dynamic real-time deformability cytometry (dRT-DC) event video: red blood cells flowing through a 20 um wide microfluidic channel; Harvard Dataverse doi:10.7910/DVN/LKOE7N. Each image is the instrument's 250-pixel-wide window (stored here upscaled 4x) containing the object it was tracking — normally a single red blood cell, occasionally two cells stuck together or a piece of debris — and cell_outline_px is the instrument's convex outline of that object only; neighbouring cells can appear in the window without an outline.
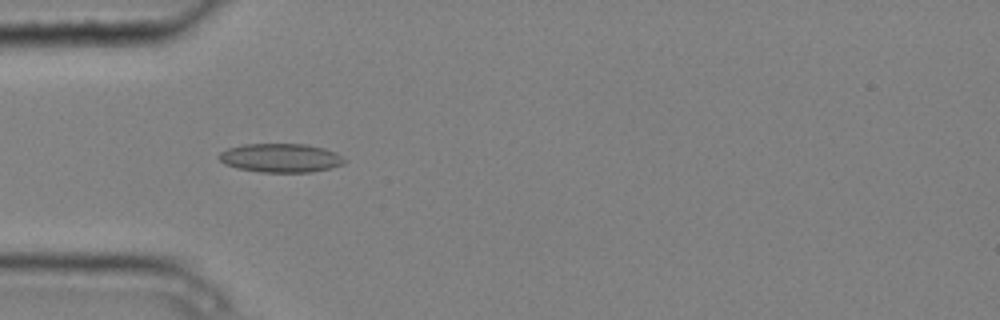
{"species": "common noctule bat (a hibernating species)", "species_latin": "Nyctalus noctula", "temperature_condition": "cold", "stored_images_in_passage": 10, "camera_frame_rate_fps": 3000, "um_per_image_px": 0.085, "animal": {"sex": "male", "body_mass_g": 20.4}, "frame": {"image": 1, "passage_image": 4, "time_ms": 1.0, "image_size_px": [1000, 320], "cell_outline_px": [[348, 160], [344, 164], [312, 172], [260, 172], [236, 168], [224, 164], [216, 156], [220, 152], [228, 148], [244, 144], [304, 144], [324, 148], [336, 152]], "centroid_in_image_um": [23.85, 13.42], "position_along_channel_um": 61.2, "area_um2": 21.21}}
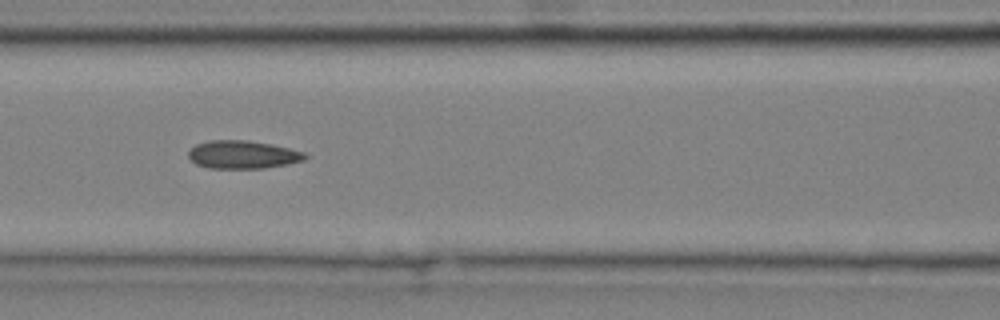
{"frame": {"image": 2, "passage_image": 6, "time_ms": 1.667, "image_size_px": [1000, 320], "cell_outline_px": [[308, 156], [304, 160], [288, 164], [264, 168], [208, 168], [196, 164], [188, 156], [188, 152], [196, 144], [208, 140], [248, 140], [272, 144], [304, 152]], "centroid_in_image_um": [20.63, 13.14], "position_along_channel_um": 146.0, "area_um2": 19.07}}
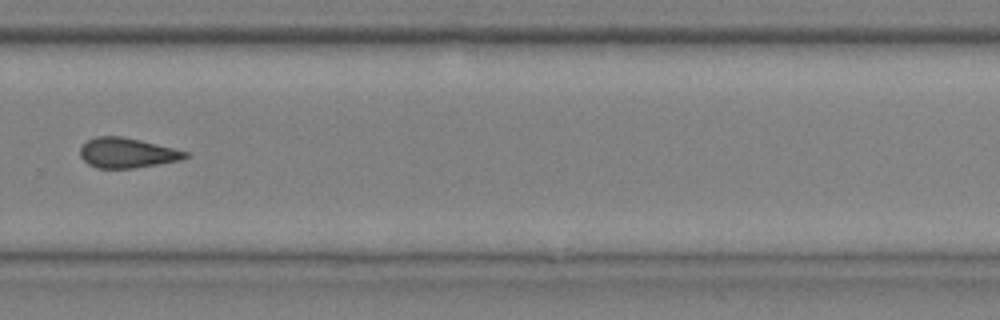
{"frame": {"image": 3, "passage_image": 10, "time_ms": 3.0, "image_size_px": [1000, 320], "cell_outline_px": [[188, 156], [180, 160], [132, 168], [96, 168], [88, 164], [80, 156], [80, 148], [88, 140], [96, 136], [120, 136], [140, 140], [188, 152]], "centroid_in_image_um": [10.76, 12.99], "position_along_channel_um": 319.0, "area_um2": 18.09}}